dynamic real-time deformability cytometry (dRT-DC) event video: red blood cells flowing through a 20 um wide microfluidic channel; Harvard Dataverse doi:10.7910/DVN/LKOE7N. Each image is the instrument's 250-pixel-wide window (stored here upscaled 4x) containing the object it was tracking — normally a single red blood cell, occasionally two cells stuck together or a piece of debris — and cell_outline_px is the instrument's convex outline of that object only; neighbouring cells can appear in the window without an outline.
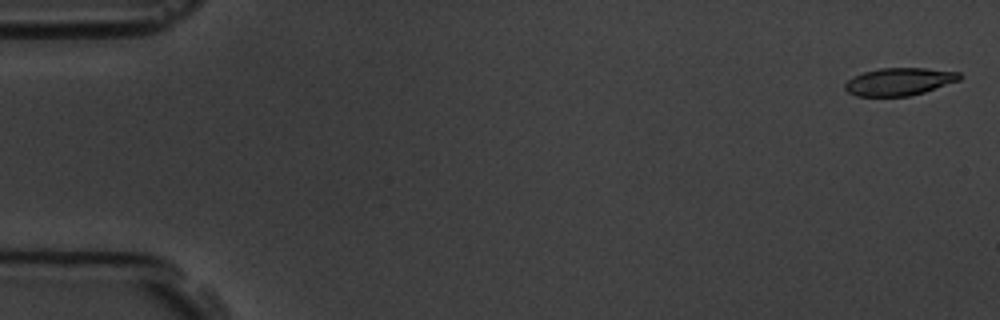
{"species": "common noctule bat (a hibernating species)", "species_latin": "Nyctalus noctula", "temperature_condition": "room temperature", "stored_images_in_passage": 8, "camera_frame_rate_fps": 3000, "um_per_image_px": 0.085, "animal": {"sex": "male", "body_mass_g": 19.5, "forearm_length_mm": 54.6}, "frame": {"image": 1, "passage_image": 1, "time_ms": 0.0, "image_size_px": [1000, 320], "cell_outline_px": [[964, 76], [960, 80], [924, 92], [908, 96], [856, 96], [848, 92], [844, 88], [844, 84], [852, 76], [864, 72], [880, 68], [924, 68], [960, 72]], "centroid_in_image_um": [76.44, 6.93], "position_along_channel_um": 8.6, "area_um2": 18.5}}
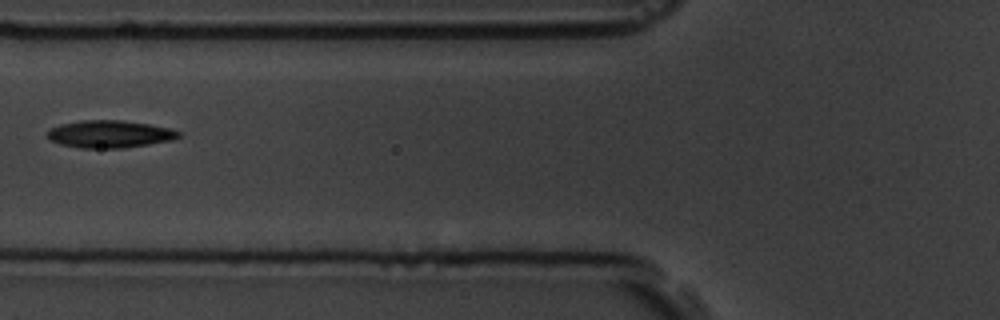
{"frame": {"image": 2, "passage_image": 7, "time_ms": 7.0, "image_size_px": [1000, 320], "cell_outline_px": [[180, 136], [172, 140], [124, 148], [80, 148], [60, 144], [48, 140], [48, 132], [52, 128], [60, 124], [80, 120], [120, 120], [148, 124], [168, 128], [180, 132]], "centroid_in_image_um": [9.29, 11.4], "position_along_channel_um": 116.5, "area_um2": 20.87}}
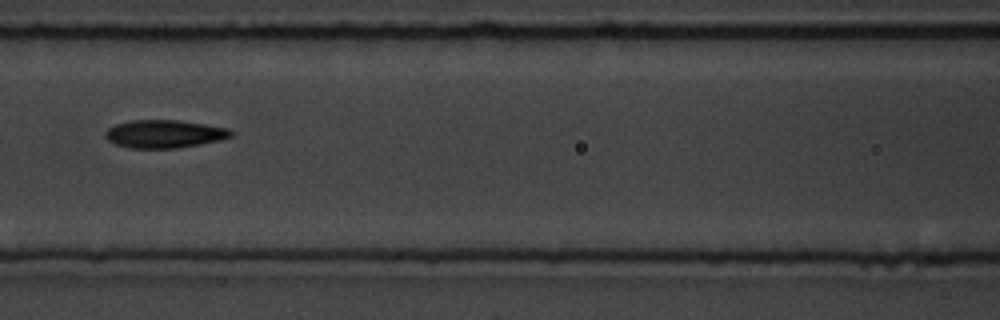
{"frame": {"image": 3, "passage_image": 8, "time_ms": 8.0, "image_size_px": [1000, 320], "cell_outline_px": [[232, 136], [220, 140], [200, 144], [176, 148], [132, 148], [116, 144], [108, 140], [104, 136], [104, 132], [108, 128], [116, 124], [132, 120], [180, 120], [228, 128], [232, 132]], "centroid_in_image_um": [13.95, 11.38], "position_along_channel_um": 152.6, "area_um2": 20.4}}